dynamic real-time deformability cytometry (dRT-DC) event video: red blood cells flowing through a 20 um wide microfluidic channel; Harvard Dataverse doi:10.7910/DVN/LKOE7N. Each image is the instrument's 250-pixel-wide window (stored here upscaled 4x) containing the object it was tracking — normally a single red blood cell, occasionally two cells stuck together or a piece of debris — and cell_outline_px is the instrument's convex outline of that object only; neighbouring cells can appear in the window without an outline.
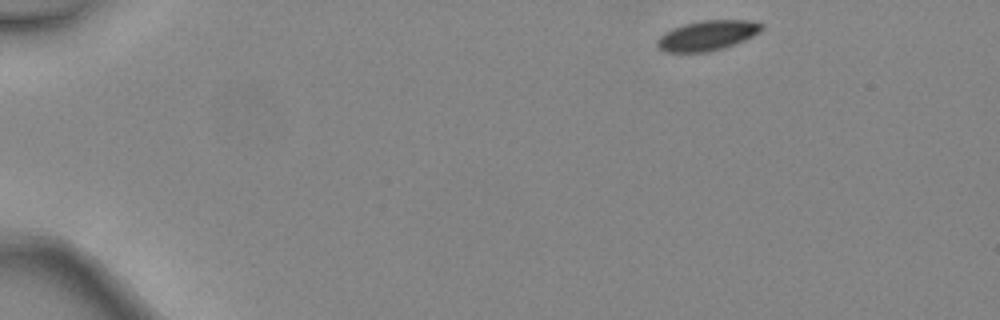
{"species": "common noctule bat (a hibernating species)", "species_latin": "Nyctalus noctula", "temperature_condition": "warm", "stored_images_in_passage": 41, "camera_frame_rate_fps": 3000, "um_per_image_px": 0.085, "animal": {"sex": "female", "body_mass_g": 24.6, "forearm_length_mm": 56.2}, "frame": {"image": 1, "passage_image": 1, "time_ms": 0.0, "image_size_px": [1000, 320], "cell_outline_px": [[764, 28], [760, 32], [744, 40], [724, 48], [708, 52], [664, 52], [656, 44], [656, 40], [664, 32], [672, 28], [684, 24], [704, 20], [748, 20], [764, 24]], "centroid_in_image_um": [60.12, 3.01], "position_along_channel_um": 24.9, "area_um2": 18.32}}
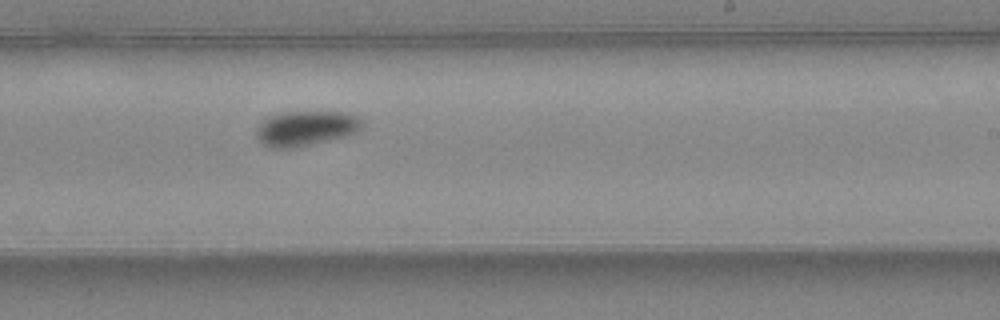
{"frame": {"image": 2, "passage_image": 24, "time_ms": 7.667, "image_size_px": [1000, 320], "cell_outline_px": [[364, 124], [356, 132], [344, 136], [292, 148], [272, 148], [264, 144], [256, 136], [256, 128], [268, 116], [280, 112], [348, 112], [356, 116]], "centroid_in_image_um": [25.97, 10.89], "position_along_channel_um": 263.0, "area_um2": 21.27}}
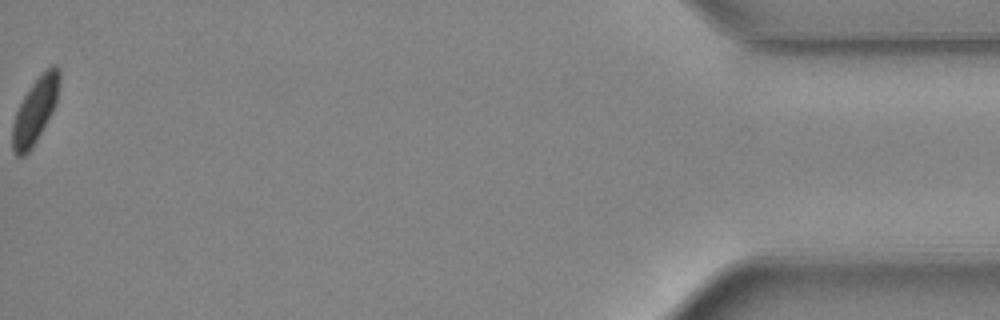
{"frame": {"image": 3, "passage_image": 41, "time_ms": 13.333, "image_size_px": [1000, 320], "cell_outline_px": [[60, 80], [56, 104], [52, 112], [32, 148], [24, 156], [16, 156], [12, 152], [12, 124], [16, 112], [28, 88], [52, 64], [56, 64], [60, 68]], "centroid_in_image_um": [2.99, 9.41], "position_along_channel_um": 432.2, "area_um2": 17.8}, "authors_computed_cell_mechanics": {"area_um2": 19.7676, "velocity_mm_per_s": 4.5208, "shape_relaxation_time_tau1_ms": 1.8673, "shape_relaxation_time_tau2_ms": null, "deformation_change_tau1": 0.071, "deformation_change_tau2": null}}